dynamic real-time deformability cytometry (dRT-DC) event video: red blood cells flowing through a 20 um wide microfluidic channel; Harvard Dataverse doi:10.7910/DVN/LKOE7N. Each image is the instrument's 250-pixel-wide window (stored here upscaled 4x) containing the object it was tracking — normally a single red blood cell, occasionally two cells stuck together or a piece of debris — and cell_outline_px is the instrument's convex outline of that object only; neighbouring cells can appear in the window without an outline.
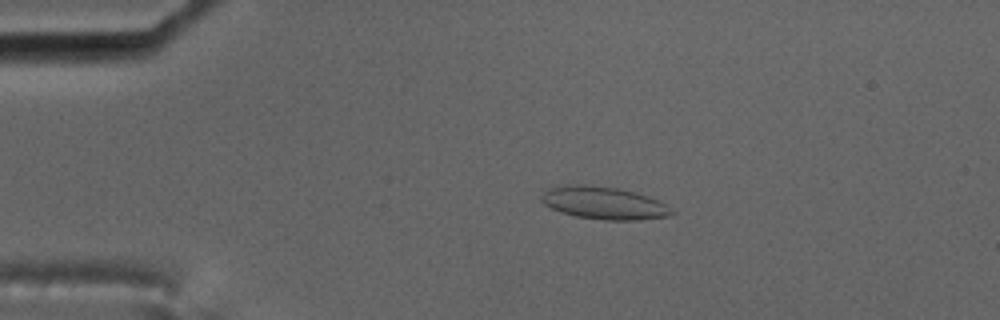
{"species": "common noctule bat (a hibernating species)", "species_latin": "Nyctalus noctula", "temperature_condition": "cold", "stored_images_in_passage": 24, "camera_frame_rate_fps": 3000, "um_per_image_px": 0.085, "animal": {"sex": "male", "body_mass_g": 17.5, "forearm_length_mm": 52.3}, "frame": {"image": 1, "passage_image": 12, "time_ms": 3.667, "image_size_px": [1000, 320], "cell_outline_px": [[676, 212], [672, 216], [640, 220], [604, 220], [576, 216], [560, 212], [544, 204], [540, 200], [540, 196], [544, 192], [560, 184], [584, 184], [616, 188], [636, 192], [648, 196], [664, 204]], "centroid_in_image_um": [51.32, 17.25], "position_along_channel_um": 33.7, "area_um2": 24.85}}